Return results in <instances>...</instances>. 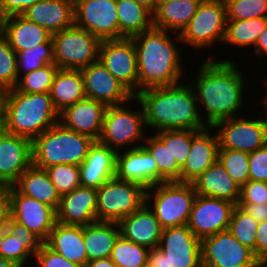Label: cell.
<instances>
[{"label": "cell", "instance_id": "6da1fadb", "mask_svg": "<svg viewBox=\"0 0 267 267\" xmlns=\"http://www.w3.org/2000/svg\"><path fill=\"white\" fill-rule=\"evenodd\" d=\"M211 57V54L204 57L201 66L193 75L194 78L189 81L195 91L198 106L202 105L199 111L204 112L200 114L205 124L210 127L240 114L238 111L242 110L245 104V81L248 80L238 68L240 66L230 60V57L227 60Z\"/></svg>", "mask_w": 267, "mask_h": 267}, {"label": "cell", "instance_id": "7a4b0ae2", "mask_svg": "<svg viewBox=\"0 0 267 267\" xmlns=\"http://www.w3.org/2000/svg\"><path fill=\"white\" fill-rule=\"evenodd\" d=\"M135 98L142 105L148 133L151 130H202L208 127L200 114L195 91L189 81L147 88Z\"/></svg>", "mask_w": 267, "mask_h": 267}, {"label": "cell", "instance_id": "3957f363", "mask_svg": "<svg viewBox=\"0 0 267 267\" xmlns=\"http://www.w3.org/2000/svg\"><path fill=\"white\" fill-rule=\"evenodd\" d=\"M151 28L132 38L138 65V93L141 90L183 82L180 34ZM178 41V42H177ZM183 73V74H182Z\"/></svg>", "mask_w": 267, "mask_h": 267}, {"label": "cell", "instance_id": "277c9868", "mask_svg": "<svg viewBox=\"0 0 267 267\" xmlns=\"http://www.w3.org/2000/svg\"><path fill=\"white\" fill-rule=\"evenodd\" d=\"M58 122L50 93H24L16 88L7 91L1 124L5 131L33 141Z\"/></svg>", "mask_w": 267, "mask_h": 267}, {"label": "cell", "instance_id": "5b68a950", "mask_svg": "<svg viewBox=\"0 0 267 267\" xmlns=\"http://www.w3.org/2000/svg\"><path fill=\"white\" fill-rule=\"evenodd\" d=\"M94 141L58 122L32 141V164L42 169L63 164L80 166Z\"/></svg>", "mask_w": 267, "mask_h": 267}, {"label": "cell", "instance_id": "8992f818", "mask_svg": "<svg viewBox=\"0 0 267 267\" xmlns=\"http://www.w3.org/2000/svg\"><path fill=\"white\" fill-rule=\"evenodd\" d=\"M134 102L135 106L132 107H136L135 109L127 106L134 105ZM145 132L148 133L144 111L141 103L134 97L128 103L107 107L97 141L118 152L142 146L147 136Z\"/></svg>", "mask_w": 267, "mask_h": 267}, {"label": "cell", "instance_id": "52a82bcc", "mask_svg": "<svg viewBox=\"0 0 267 267\" xmlns=\"http://www.w3.org/2000/svg\"><path fill=\"white\" fill-rule=\"evenodd\" d=\"M196 196L192 183L161 182L146 190V204L166 229L187 225Z\"/></svg>", "mask_w": 267, "mask_h": 267}, {"label": "cell", "instance_id": "ba28073f", "mask_svg": "<svg viewBox=\"0 0 267 267\" xmlns=\"http://www.w3.org/2000/svg\"><path fill=\"white\" fill-rule=\"evenodd\" d=\"M148 261L155 267H203L201 240L187 225L163 229L159 246L150 249Z\"/></svg>", "mask_w": 267, "mask_h": 267}, {"label": "cell", "instance_id": "9c48e42d", "mask_svg": "<svg viewBox=\"0 0 267 267\" xmlns=\"http://www.w3.org/2000/svg\"><path fill=\"white\" fill-rule=\"evenodd\" d=\"M226 6L224 0H202L196 14L180 33L182 42L192 50L203 49L223 43L226 32Z\"/></svg>", "mask_w": 267, "mask_h": 267}, {"label": "cell", "instance_id": "30bf717a", "mask_svg": "<svg viewBox=\"0 0 267 267\" xmlns=\"http://www.w3.org/2000/svg\"><path fill=\"white\" fill-rule=\"evenodd\" d=\"M146 190L139 184L113 177L97 191V221L117 222L146 203Z\"/></svg>", "mask_w": 267, "mask_h": 267}, {"label": "cell", "instance_id": "8fae6325", "mask_svg": "<svg viewBox=\"0 0 267 267\" xmlns=\"http://www.w3.org/2000/svg\"><path fill=\"white\" fill-rule=\"evenodd\" d=\"M52 41L58 68L81 70L98 61L101 40L75 25L53 33Z\"/></svg>", "mask_w": 267, "mask_h": 267}, {"label": "cell", "instance_id": "7c38bea8", "mask_svg": "<svg viewBox=\"0 0 267 267\" xmlns=\"http://www.w3.org/2000/svg\"><path fill=\"white\" fill-rule=\"evenodd\" d=\"M237 116L215 123L219 149L252 153L267 144V123L264 117Z\"/></svg>", "mask_w": 267, "mask_h": 267}, {"label": "cell", "instance_id": "4fadbf2b", "mask_svg": "<svg viewBox=\"0 0 267 267\" xmlns=\"http://www.w3.org/2000/svg\"><path fill=\"white\" fill-rule=\"evenodd\" d=\"M203 267H258L261 261L252 249L241 244L229 230L201 240Z\"/></svg>", "mask_w": 267, "mask_h": 267}, {"label": "cell", "instance_id": "5bb4252c", "mask_svg": "<svg viewBox=\"0 0 267 267\" xmlns=\"http://www.w3.org/2000/svg\"><path fill=\"white\" fill-rule=\"evenodd\" d=\"M98 61L134 96L138 94V65L132 38L101 40Z\"/></svg>", "mask_w": 267, "mask_h": 267}, {"label": "cell", "instance_id": "9a60e30c", "mask_svg": "<svg viewBox=\"0 0 267 267\" xmlns=\"http://www.w3.org/2000/svg\"><path fill=\"white\" fill-rule=\"evenodd\" d=\"M74 25L100 40L119 39L116 0H85L74 7Z\"/></svg>", "mask_w": 267, "mask_h": 267}, {"label": "cell", "instance_id": "2e32d148", "mask_svg": "<svg viewBox=\"0 0 267 267\" xmlns=\"http://www.w3.org/2000/svg\"><path fill=\"white\" fill-rule=\"evenodd\" d=\"M235 207L230 201L197 194L187 226L199 240L228 230Z\"/></svg>", "mask_w": 267, "mask_h": 267}, {"label": "cell", "instance_id": "e0dca14e", "mask_svg": "<svg viewBox=\"0 0 267 267\" xmlns=\"http://www.w3.org/2000/svg\"><path fill=\"white\" fill-rule=\"evenodd\" d=\"M10 217L45 242L56 223V211L10 186Z\"/></svg>", "mask_w": 267, "mask_h": 267}, {"label": "cell", "instance_id": "ac0fdd59", "mask_svg": "<svg viewBox=\"0 0 267 267\" xmlns=\"http://www.w3.org/2000/svg\"><path fill=\"white\" fill-rule=\"evenodd\" d=\"M80 71L86 98L101 102L108 107L128 103L135 97L99 61Z\"/></svg>", "mask_w": 267, "mask_h": 267}, {"label": "cell", "instance_id": "d6986e66", "mask_svg": "<svg viewBox=\"0 0 267 267\" xmlns=\"http://www.w3.org/2000/svg\"><path fill=\"white\" fill-rule=\"evenodd\" d=\"M32 165V141L0 126V185L13 186Z\"/></svg>", "mask_w": 267, "mask_h": 267}, {"label": "cell", "instance_id": "ffe728a7", "mask_svg": "<svg viewBox=\"0 0 267 267\" xmlns=\"http://www.w3.org/2000/svg\"><path fill=\"white\" fill-rule=\"evenodd\" d=\"M115 177L148 189L157 184V164L143 145L118 151L116 153Z\"/></svg>", "mask_w": 267, "mask_h": 267}, {"label": "cell", "instance_id": "44dd1931", "mask_svg": "<svg viewBox=\"0 0 267 267\" xmlns=\"http://www.w3.org/2000/svg\"><path fill=\"white\" fill-rule=\"evenodd\" d=\"M218 137L208 126L202 130H192L190 155L181 167L180 182L192 183L218 159Z\"/></svg>", "mask_w": 267, "mask_h": 267}, {"label": "cell", "instance_id": "7402d4cb", "mask_svg": "<svg viewBox=\"0 0 267 267\" xmlns=\"http://www.w3.org/2000/svg\"><path fill=\"white\" fill-rule=\"evenodd\" d=\"M97 191L79 186L61 195L56 222L63 225L86 226L97 221Z\"/></svg>", "mask_w": 267, "mask_h": 267}, {"label": "cell", "instance_id": "603a6c76", "mask_svg": "<svg viewBox=\"0 0 267 267\" xmlns=\"http://www.w3.org/2000/svg\"><path fill=\"white\" fill-rule=\"evenodd\" d=\"M107 106L93 99L85 98L66 107L59 113V123L65 128L90 136L97 141Z\"/></svg>", "mask_w": 267, "mask_h": 267}, {"label": "cell", "instance_id": "cb8c5ba5", "mask_svg": "<svg viewBox=\"0 0 267 267\" xmlns=\"http://www.w3.org/2000/svg\"><path fill=\"white\" fill-rule=\"evenodd\" d=\"M5 227L6 232L0 245V257L14 261L20 267L30 266L31 259L34 258L44 242L11 217Z\"/></svg>", "mask_w": 267, "mask_h": 267}, {"label": "cell", "instance_id": "d4e9b609", "mask_svg": "<svg viewBox=\"0 0 267 267\" xmlns=\"http://www.w3.org/2000/svg\"><path fill=\"white\" fill-rule=\"evenodd\" d=\"M0 33L7 39L11 48L18 54L26 49L53 42L52 34L22 15H11L0 19Z\"/></svg>", "mask_w": 267, "mask_h": 267}, {"label": "cell", "instance_id": "484cf974", "mask_svg": "<svg viewBox=\"0 0 267 267\" xmlns=\"http://www.w3.org/2000/svg\"><path fill=\"white\" fill-rule=\"evenodd\" d=\"M121 235L138 245L154 249L159 246L162 227L154 212L145 203L120 222Z\"/></svg>", "mask_w": 267, "mask_h": 267}, {"label": "cell", "instance_id": "4316f807", "mask_svg": "<svg viewBox=\"0 0 267 267\" xmlns=\"http://www.w3.org/2000/svg\"><path fill=\"white\" fill-rule=\"evenodd\" d=\"M21 15L51 34L74 26V6L69 0H40Z\"/></svg>", "mask_w": 267, "mask_h": 267}, {"label": "cell", "instance_id": "83f0119b", "mask_svg": "<svg viewBox=\"0 0 267 267\" xmlns=\"http://www.w3.org/2000/svg\"><path fill=\"white\" fill-rule=\"evenodd\" d=\"M192 184L198 195L224 199L236 205L239 201L241 187L227 173L218 159Z\"/></svg>", "mask_w": 267, "mask_h": 267}, {"label": "cell", "instance_id": "f1b7e54d", "mask_svg": "<svg viewBox=\"0 0 267 267\" xmlns=\"http://www.w3.org/2000/svg\"><path fill=\"white\" fill-rule=\"evenodd\" d=\"M44 243L70 262L83 267L88 262L84 244V226L63 225L56 222Z\"/></svg>", "mask_w": 267, "mask_h": 267}, {"label": "cell", "instance_id": "f546056e", "mask_svg": "<svg viewBox=\"0 0 267 267\" xmlns=\"http://www.w3.org/2000/svg\"><path fill=\"white\" fill-rule=\"evenodd\" d=\"M202 0L158 2L153 13V27L180 34L196 14Z\"/></svg>", "mask_w": 267, "mask_h": 267}, {"label": "cell", "instance_id": "4dcf8cb0", "mask_svg": "<svg viewBox=\"0 0 267 267\" xmlns=\"http://www.w3.org/2000/svg\"><path fill=\"white\" fill-rule=\"evenodd\" d=\"M14 186L22 194L51 206L57 211L61 195L52 184L45 169L38 168L32 164L20 175Z\"/></svg>", "mask_w": 267, "mask_h": 267}, {"label": "cell", "instance_id": "1f68e13d", "mask_svg": "<svg viewBox=\"0 0 267 267\" xmlns=\"http://www.w3.org/2000/svg\"><path fill=\"white\" fill-rule=\"evenodd\" d=\"M121 235L117 222L95 221L84 226V244L88 261L110 257Z\"/></svg>", "mask_w": 267, "mask_h": 267}, {"label": "cell", "instance_id": "d6a6232c", "mask_svg": "<svg viewBox=\"0 0 267 267\" xmlns=\"http://www.w3.org/2000/svg\"><path fill=\"white\" fill-rule=\"evenodd\" d=\"M50 97L58 113L85 99L81 71L59 68L53 79Z\"/></svg>", "mask_w": 267, "mask_h": 267}, {"label": "cell", "instance_id": "836d02e7", "mask_svg": "<svg viewBox=\"0 0 267 267\" xmlns=\"http://www.w3.org/2000/svg\"><path fill=\"white\" fill-rule=\"evenodd\" d=\"M119 39L131 38L153 28V13L136 0H116Z\"/></svg>", "mask_w": 267, "mask_h": 267}, {"label": "cell", "instance_id": "e575fe53", "mask_svg": "<svg viewBox=\"0 0 267 267\" xmlns=\"http://www.w3.org/2000/svg\"><path fill=\"white\" fill-rule=\"evenodd\" d=\"M267 26V17L244 20H227L223 44L254 49L259 34ZM249 47V48H248Z\"/></svg>", "mask_w": 267, "mask_h": 267}, {"label": "cell", "instance_id": "d590c367", "mask_svg": "<svg viewBox=\"0 0 267 267\" xmlns=\"http://www.w3.org/2000/svg\"><path fill=\"white\" fill-rule=\"evenodd\" d=\"M145 138L143 146L149 151L157 164V184L161 182L179 181L181 167L172 159L169 149L153 133Z\"/></svg>", "mask_w": 267, "mask_h": 267}, {"label": "cell", "instance_id": "8d00e7d4", "mask_svg": "<svg viewBox=\"0 0 267 267\" xmlns=\"http://www.w3.org/2000/svg\"><path fill=\"white\" fill-rule=\"evenodd\" d=\"M149 251L147 247L120 235L115 242L110 259L117 267H142L149 259Z\"/></svg>", "mask_w": 267, "mask_h": 267}, {"label": "cell", "instance_id": "74e56055", "mask_svg": "<svg viewBox=\"0 0 267 267\" xmlns=\"http://www.w3.org/2000/svg\"><path fill=\"white\" fill-rule=\"evenodd\" d=\"M155 134L169 149L172 159L182 167L190 155V146L192 143V130H160L152 132Z\"/></svg>", "mask_w": 267, "mask_h": 267}, {"label": "cell", "instance_id": "f35d334b", "mask_svg": "<svg viewBox=\"0 0 267 267\" xmlns=\"http://www.w3.org/2000/svg\"><path fill=\"white\" fill-rule=\"evenodd\" d=\"M258 224L257 220L236 205L231 215L228 230L241 244L252 249L255 254Z\"/></svg>", "mask_w": 267, "mask_h": 267}, {"label": "cell", "instance_id": "ab89813d", "mask_svg": "<svg viewBox=\"0 0 267 267\" xmlns=\"http://www.w3.org/2000/svg\"><path fill=\"white\" fill-rule=\"evenodd\" d=\"M58 69L55 64H48L35 71L22 74L15 88L24 93H50Z\"/></svg>", "mask_w": 267, "mask_h": 267}, {"label": "cell", "instance_id": "60d3db41", "mask_svg": "<svg viewBox=\"0 0 267 267\" xmlns=\"http://www.w3.org/2000/svg\"><path fill=\"white\" fill-rule=\"evenodd\" d=\"M19 77L27 72L35 71L48 64H54L53 42H45L26 49L17 54Z\"/></svg>", "mask_w": 267, "mask_h": 267}, {"label": "cell", "instance_id": "b9f144b4", "mask_svg": "<svg viewBox=\"0 0 267 267\" xmlns=\"http://www.w3.org/2000/svg\"><path fill=\"white\" fill-rule=\"evenodd\" d=\"M218 160L240 187L249 180V153L232 149H218Z\"/></svg>", "mask_w": 267, "mask_h": 267}, {"label": "cell", "instance_id": "7bdbcfd3", "mask_svg": "<svg viewBox=\"0 0 267 267\" xmlns=\"http://www.w3.org/2000/svg\"><path fill=\"white\" fill-rule=\"evenodd\" d=\"M44 169L60 195L69 193L81 186L79 166L63 164L53 165Z\"/></svg>", "mask_w": 267, "mask_h": 267}, {"label": "cell", "instance_id": "ee69618b", "mask_svg": "<svg viewBox=\"0 0 267 267\" xmlns=\"http://www.w3.org/2000/svg\"><path fill=\"white\" fill-rule=\"evenodd\" d=\"M226 20L267 17V0H224Z\"/></svg>", "mask_w": 267, "mask_h": 267}, {"label": "cell", "instance_id": "f6af8a7d", "mask_svg": "<svg viewBox=\"0 0 267 267\" xmlns=\"http://www.w3.org/2000/svg\"><path fill=\"white\" fill-rule=\"evenodd\" d=\"M17 53L0 33V85L7 90L15 88L18 80Z\"/></svg>", "mask_w": 267, "mask_h": 267}, {"label": "cell", "instance_id": "bcb514c9", "mask_svg": "<svg viewBox=\"0 0 267 267\" xmlns=\"http://www.w3.org/2000/svg\"><path fill=\"white\" fill-rule=\"evenodd\" d=\"M116 151L98 141L89 147L88 155L80 168L115 169Z\"/></svg>", "mask_w": 267, "mask_h": 267}, {"label": "cell", "instance_id": "7dc6e473", "mask_svg": "<svg viewBox=\"0 0 267 267\" xmlns=\"http://www.w3.org/2000/svg\"><path fill=\"white\" fill-rule=\"evenodd\" d=\"M33 261L35 263L33 267H83L68 261L59 253L50 249L45 243L42 244L40 250L35 254Z\"/></svg>", "mask_w": 267, "mask_h": 267}, {"label": "cell", "instance_id": "c3c4849f", "mask_svg": "<svg viewBox=\"0 0 267 267\" xmlns=\"http://www.w3.org/2000/svg\"><path fill=\"white\" fill-rule=\"evenodd\" d=\"M238 203L267 204V182L248 180L240 188Z\"/></svg>", "mask_w": 267, "mask_h": 267}, {"label": "cell", "instance_id": "681fc988", "mask_svg": "<svg viewBox=\"0 0 267 267\" xmlns=\"http://www.w3.org/2000/svg\"><path fill=\"white\" fill-rule=\"evenodd\" d=\"M249 180L267 182V144L249 153Z\"/></svg>", "mask_w": 267, "mask_h": 267}, {"label": "cell", "instance_id": "f907efd6", "mask_svg": "<svg viewBox=\"0 0 267 267\" xmlns=\"http://www.w3.org/2000/svg\"><path fill=\"white\" fill-rule=\"evenodd\" d=\"M113 177L115 169L80 168V183L84 187L98 189Z\"/></svg>", "mask_w": 267, "mask_h": 267}, {"label": "cell", "instance_id": "816d5d0a", "mask_svg": "<svg viewBox=\"0 0 267 267\" xmlns=\"http://www.w3.org/2000/svg\"><path fill=\"white\" fill-rule=\"evenodd\" d=\"M40 0H0V19L21 15L27 8Z\"/></svg>", "mask_w": 267, "mask_h": 267}, {"label": "cell", "instance_id": "f5cc1de1", "mask_svg": "<svg viewBox=\"0 0 267 267\" xmlns=\"http://www.w3.org/2000/svg\"><path fill=\"white\" fill-rule=\"evenodd\" d=\"M255 256L264 263L267 260V220L258 224L256 232Z\"/></svg>", "mask_w": 267, "mask_h": 267}, {"label": "cell", "instance_id": "db71d44e", "mask_svg": "<svg viewBox=\"0 0 267 267\" xmlns=\"http://www.w3.org/2000/svg\"><path fill=\"white\" fill-rule=\"evenodd\" d=\"M10 218V186L0 185V226H6Z\"/></svg>", "mask_w": 267, "mask_h": 267}, {"label": "cell", "instance_id": "11a10c76", "mask_svg": "<svg viewBox=\"0 0 267 267\" xmlns=\"http://www.w3.org/2000/svg\"><path fill=\"white\" fill-rule=\"evenodd\" d=\"M245 212L259 223L267 220V204L263 203H237Z\"/></svg>", "mask_w": 267, "mask_h": 267}, {"label": "cell", "instance_id": "9f6ffc18", "mask_svg": "<svg viewBox=\"0 0 267 267\" xmlns=\"http://www.w3.org/2000/svg\"><path fill=\"white\" fill-rule=\"evenodd\" d=\"M253 55L258 56V58L262 59L264 57H267V26L265 29L259 34L258 39L256 41V44L254 46Z\"/></svg>", "mask_w": 267, "mask_h": 267}, {"label": "cell", "instance_id": "6f0895ef", "mask_svg": "<svg viewBox=\"0 0 267 267\" xmlns=\"http://www.w3.org/2000/svg\"><path fill=\"white\" fill-rule=\"evenodd\" d=\"M85 267H117L115 263L110 259L107 258H100L93 261H88Z\"/></svg>", "mask_w": 267, "mask_h": 267}, {"label": "cell", "instance_id": "680465c9", "mask_svg": "<svg viewBox=\"0 0 267 267\" xmlns=\"http://www.w3.org/2000/svg\"><path fill=\"white\" fill-rule=\"evenodd\" d=\"M7 89L0 85V126L3 121L4 117V108H5V99H6V94H7Z\"/></svg>", "mask_w": 267, "mask_h": 267}, {"label": "cell", "instance_id": "91938a15", "mask_svg": "<svg viewBox=\"0 0 267 267\" xmlns=\"http://www.w3.org/2000/svg\"><path fill=\"white\" fill-rule=\"evenodd\" d=\"M140 5L144 6L152 13H154L158 7V0H136Z\"/></svg>", "mask_w": 267, "mask_h": 267}, {"label": "cell", "instance_id": "94428289", "mask_svg": "<svg viewBox=\"0 0 267 267\" xmlns=\"http://www.w3.org/2000/svg\"><path fill=\"white\" fill-rule=\"evenodd\" d=\"M0 267H20L14 261L0 257Z\"/></svg>", "mask_w": 267, "mask_h": 267}, {"label": "cell", "instance_id": "6125c7cd", "mask_svg": "<svg viewBox=\"0 0 267 267\" xmlns=\"http://www.w3.org/2000/svg\"><path fill=\"white\" fill-rule=\"evenodd\" d=\"M262 102V104H261V107H262V109H264V113H263V117H264V120H265V122L267 123V101H261Z\"/></svg>", "mask_w": 267, "mask_h": 267}, {"label": "cell", "instance_id": "be15d7a7", "mask_svg": "<svg viewBox=\"0 0 267 267\" xmlns=\"http://www.w3.org/2000/svg\"><path fill=\"white\" fill-rule=\"evenodd\" d=\"M5 232H6V227L5 226H0V245L2 244Z\"/></svg>", "mask_w": 267, "mask_h": 267}, {"label": "cell", "instance_id": "e7e4bbea", "mask_svg": "<svg viewBox=\"0 0 267 267\" xmlns=\"http://www.w3.org/2000/svg\"><path fill=\"white\" fill-rule=\"evenodd\" d=\"M264 85H265V89L264 90H266L265 92L266 93H264L265 95L263 96V98L261 99V101H267V77H266V80L264 79Z\"/></svg>", "mask_w": 267, "mask_h": 267}, {"label": "cell", "instance_id": "03108f58", "mask_svg": "<svg viewBox=\"0 0 267 267\" xmlns=\"http://www.w3.org/2000/svg\"><path fill=\"white\" fill-rule=\"evenodd\" d=\"M69 1L75 7L76 5H78L79 3H81L82 1H85V0H69Z\"/></svg>", "mask_w": 267, "mask_h": 267}, {"label": "cell", "instance_id": "003e7915", "mask_svg": "<svg viewBox=\"0 0 267 267\" xmlns=\"http://www.w3.org/2000/svg\"><path fill=\"white\" fill-rule=\"evenodd\" d=\"M142 267H155L150 261H147Z\"/></svg>", "mask_w": 267, "mask_h": 267}, {"label": "cell", "instance_id": "a7ac6f4b", "mask_svg": "<svg viewBox=\"0 0 267 267\" xmlns=\"http://www.w3.org/2000/svg\"><path fill=\"white\" fill-rule=\"evenodd\" d=\"M258 267H267L264 263H261Z\"/></svg>", "mask_w": 267, "mask_h": 267}, {"label": "cell", "instance_id": "89a4df30", "mask_svg": "<svg viewBox=\"0 0 267 267\" xmlns=\"http://www.w3.org/2000/svg\"><path fill=\"white\" fill-rule=\"evenodd\" d=\"M168 1H171V0H158V2H168Z\"/></svg>", "mask_w": 267, "mask_h": 267}]
</instances>
